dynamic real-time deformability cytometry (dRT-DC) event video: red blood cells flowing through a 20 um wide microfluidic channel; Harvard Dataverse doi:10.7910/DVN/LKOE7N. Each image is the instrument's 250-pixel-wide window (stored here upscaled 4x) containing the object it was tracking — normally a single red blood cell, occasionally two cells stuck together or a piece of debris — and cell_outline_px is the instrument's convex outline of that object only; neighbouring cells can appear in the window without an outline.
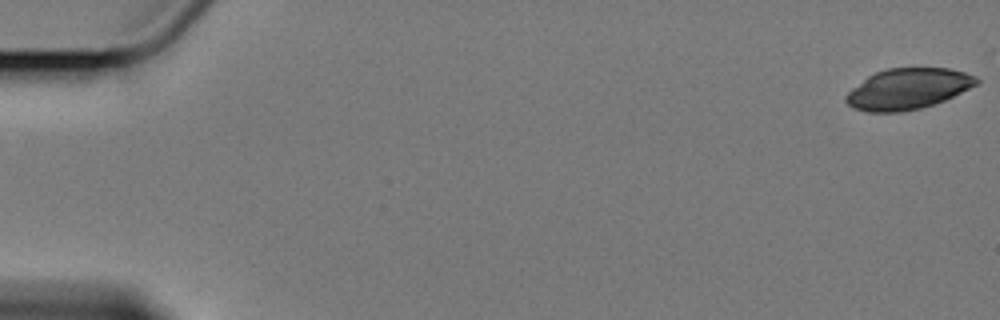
{"species": "Egyptian fruit bat (a non-hibernating species)", "species_latin": "Rousettus aegyptiacus", "temperature_condition": "cold", "stored_images_in_passage": 4, "camera_frame_rate_fps": 3000, "um_per_image_px": 0.085, "animal": {"sex": "female"}, "frame": {"image": 1, "passage_image": 1, "time_ms": 0.0, "image_size_px": [1000, 320], "cell_outline_px": [[980, 80], [976, 84], [944, 100], [920, 108], [900, 112], [868, 112], [852, 108], [844, 100], [844, 96], [852, 88], [868, 76], [876, 72], [888, 68], [948, 68], [964, 72], [976, 76]], "centroid_in_image_um": [77.12, 7.55], "position_along_channel_um": 7.9, "area_um2": 30.81}}